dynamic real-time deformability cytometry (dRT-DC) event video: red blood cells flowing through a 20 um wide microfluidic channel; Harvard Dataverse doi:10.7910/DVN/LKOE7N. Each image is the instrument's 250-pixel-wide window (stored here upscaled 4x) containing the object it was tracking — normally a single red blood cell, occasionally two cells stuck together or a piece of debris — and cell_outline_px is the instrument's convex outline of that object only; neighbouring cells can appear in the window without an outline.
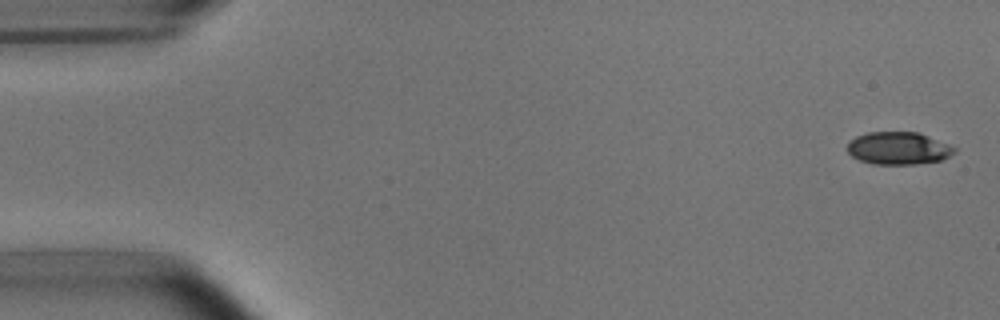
{"species": "common noctule bat (a hibernating species)", "species_latin": "Nyctalus noctula", "temperature_condition": "room temperature", "stored_images_in_passage": 50, "camera_frame_rate_fps": 3000, "um_per_image_px": 0.085, "animal": {"sex": "male", "body_mass_g": 15.6}, "frame": {"image": 1, "passage_image": 2, "time_ms": 0.333, "image_size_px": [1000, 320], "cell_outline_px": [[956, 152], [940, 160], [916, 164], [872, 164], [860, 160], [852, 156], [848, 152], [848, 144], [856, 136], [868, 132], [920, 132], [956, 148]], "centroid_in_image_um": [76.36, 12.6], "position_along_channel_um": 8.6, "area_um2": 20.17}}
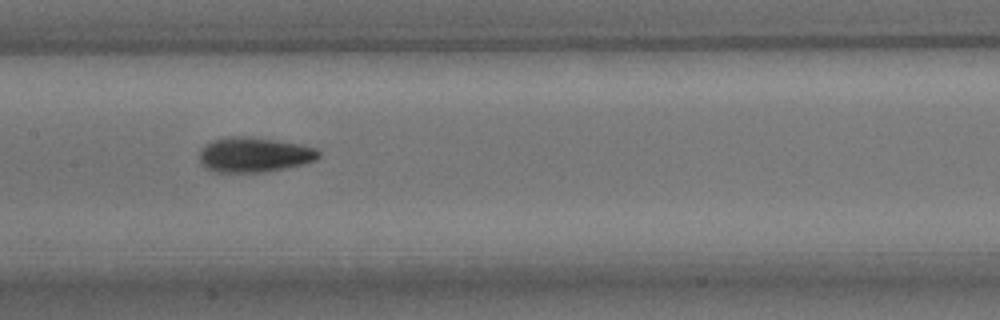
{"frame": {"image": 2, "passage_image": 26, "time_ms": 8.333, "image_size_px": [1000, 320], "cell_outline_px": [[320, 156], [316, 160], [304, 164], [264, 172], [216, 172], [204, 168], [200, 160], [200, 152], [204, 144], [212, 140], [224, 136], [252, 136], [300, 144], [316, 148], [320, 152]], "centroid_in_image_um": [21.59, 13.14], "position_along_channel_um": 185.8, "area_um2": 24.57}}
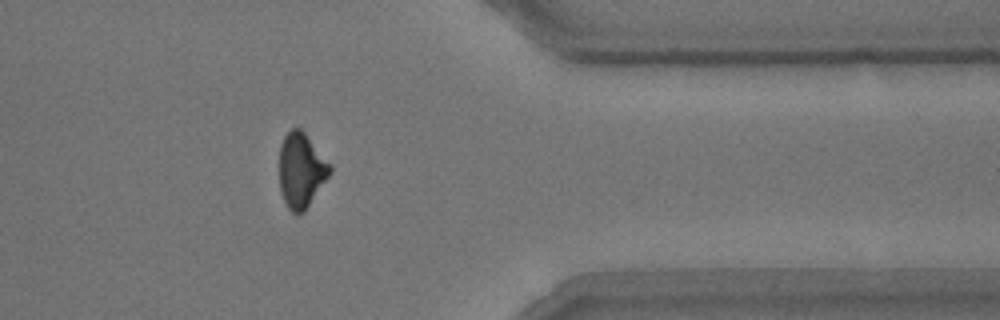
{"frame": {"image": 3, "passage_image": 43, "time_ms": 14.0, "image_size_px": [1000, 320], "cell_outline_px": [[332, 172], [304, 212], [296, 216], [288, 208], [280, 192], [280, 144], [284, 136], [292, 128], [300, 128], [304, 132], [332, 164]], "centroid_in_image_um": [25.62, 14.49], "position_along_channel_um": 385.8, "area_um2": 22.25}, "authors_computed_cell_mechanics": {"area_um2": 22.253, "velocity_mm_per_s": 3.8116, "shape_relaxation_time_tau1_ms": 2.8548, "shape_relaxation_time_tau2_ms": 1.0422, "deformation_change_tau1": 0.1321, "deformation_change_tau2": 0.0618}}